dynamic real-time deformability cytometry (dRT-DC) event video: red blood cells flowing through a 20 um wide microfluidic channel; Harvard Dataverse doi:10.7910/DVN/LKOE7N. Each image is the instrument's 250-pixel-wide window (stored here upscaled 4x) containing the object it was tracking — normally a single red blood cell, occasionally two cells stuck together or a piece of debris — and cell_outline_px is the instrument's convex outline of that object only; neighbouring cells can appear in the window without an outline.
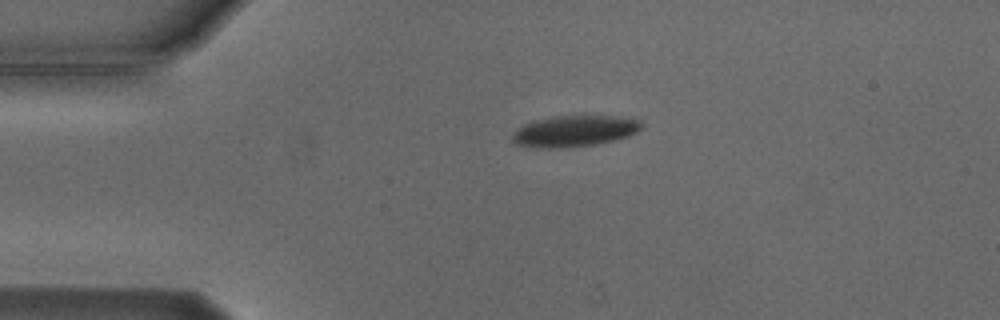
{"species": "Egyptian fruit bat (a non-hibernating species)", "species_latin": "Rousettus aegyptiacus", "temperature_condition": "cold", "stored_images_in_passage": 2, "camera_frame_rate_fps": 3000, "um_per_image_px": 0.085, "animal": {"sex": "male"}, "frame": {"image": 1, "passage_image": 1, "time_ms": 0.0, "image_size_px": [1000, 320], "cell_outline_px": [[644, 128], [628, 136], [616, 140], [596, 144], [568, 148], [528, 148], [516, 144], [512, 140], [512, 132], [516, 128], [532, 120], [552, 116], [584, 112], [640, 120], [644, 124]], "centroid_in_image_um": [48.81, 11.1], "position_along_channel_um": 36.2, "area_um2": 24.85}}